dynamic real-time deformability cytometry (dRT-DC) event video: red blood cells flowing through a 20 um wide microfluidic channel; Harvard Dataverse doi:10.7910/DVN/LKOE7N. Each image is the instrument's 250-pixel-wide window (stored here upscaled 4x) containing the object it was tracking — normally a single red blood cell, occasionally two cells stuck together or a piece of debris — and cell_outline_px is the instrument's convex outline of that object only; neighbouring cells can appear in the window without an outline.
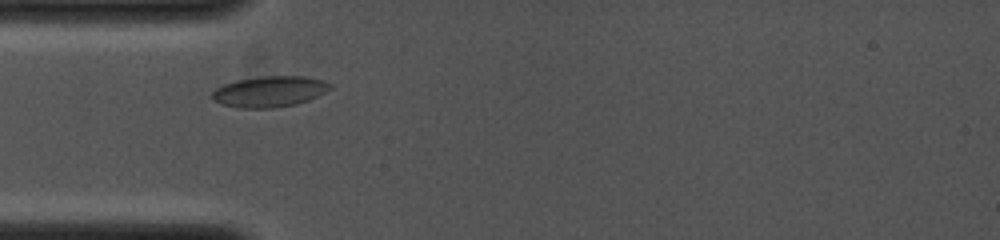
{"species": "common noctule bat (a hibernating species)", "species_latin": "Nyctalus noctula", "temperature_condition": "cold", "stored_images_in_passage": 9, "camera_frame_rate_fps": 4000, "um_per_image_px": 0.085, "animal": {"sex": "female", "body_mass_g": 19.0, "forearm_length_mm": 53.3}, "frame": {"image": 1, "passage_image": 4, "time_ms": 1.5, "image_size_px": [1000, 240], "cell_outline_px": [[332, 88], [308, 100], [296, 104], [272, 108], [240, 108], [220, 104], [212, 100], [212, 92], [216, 88], [224, 84], [236, 80], [260, 76], [304, 76], [324, 80], [332, 84]], "centroid_in_image_um": [22.89, 7.78], "position_along_channel_um": 62.1, "area_um2": 21.33}}
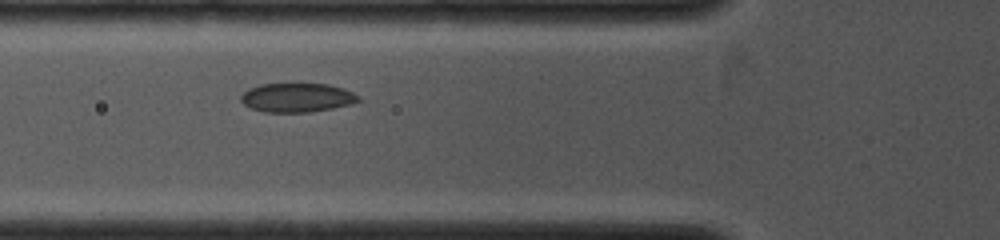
{"frame": {"image": 2, "passage_image": 6, "time_ms": 2.25, "image_size_px": [1000, 240], "cell_outline_px": [[360, 100], [348, 104], [332, 108], [308, 112], [264, 112], [252, 108], [244, 104], [240, 100], [240, 96], [248, 88], [260, 84], [296, 80], [328, 84], [344, 88], [360, 96]], "centroid_in_image_um": [25.21, 8.23], "position_along_channel_um": 100.6, "area_um2": 20.75}}
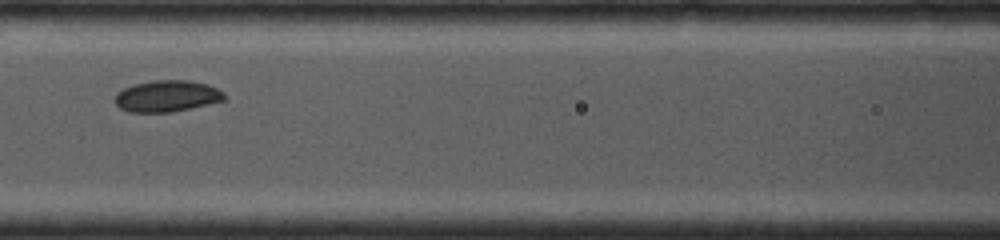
{"frame": {"image": 3, "passage_image": 8, "time_ms": 3.25, "image_size_px": [1000, 240], "cell_outline_px": [[224, 100], [208, 104], [172, 112], [128, 112], [120, 108], [112, 100], [116, 92], [124, 88], [136, 84], [152, 80], [188, 80], [204, 84], [216, 88], [224, 92]], "centroid_in_image_um": [14.13, 8.17], "position_along_channel_um": 152.5, "area_um2": 20.0}}